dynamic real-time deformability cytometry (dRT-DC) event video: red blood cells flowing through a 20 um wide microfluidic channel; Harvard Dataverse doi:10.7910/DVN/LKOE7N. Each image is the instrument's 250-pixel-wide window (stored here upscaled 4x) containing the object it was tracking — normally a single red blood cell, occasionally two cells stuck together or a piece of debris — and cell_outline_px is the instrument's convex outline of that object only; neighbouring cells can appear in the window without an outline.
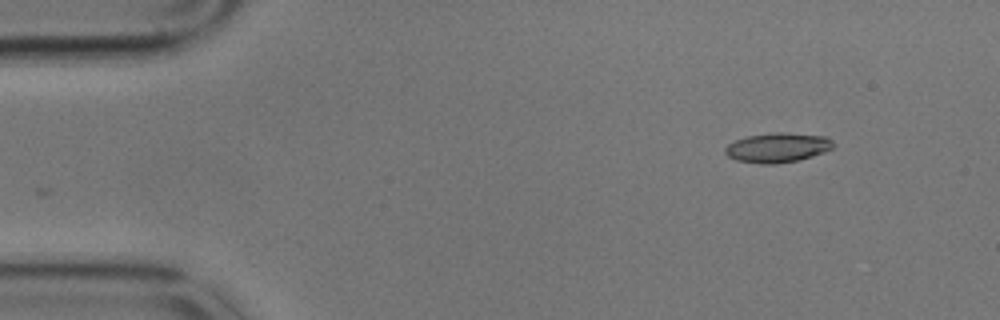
{"species": "common noctule bat (a hibernating species)", "species_latin": "Nyctalus noctula", "temperature_condition": "cold", "stored_images_in_passage": 53, "camera_frame_rate_fps": 3000, "um_per_image_px": 0.085, "animal": {"sex": "male", "body_mass_g": 17.9}, "frame": {"image": 1, "passage_image": 1, "time_ms": 0.0, "image_size_px": [1000, 320], "cell_outline_px": [[836, 144], [832, 148], [824, 152], [812, 156], [796, 160], [776, 164], [760, 164], [736, 160], [728, 156], [724, 152], [724, 148], [728, 144], [736, 140], [748, 136], [776, 132], [788, 132], [824, 136], [832, 140]], "centroid_in_image_um": [66.09, 12.54], "position_along_channel_um": 18.9, "area_um2": 18.67}}
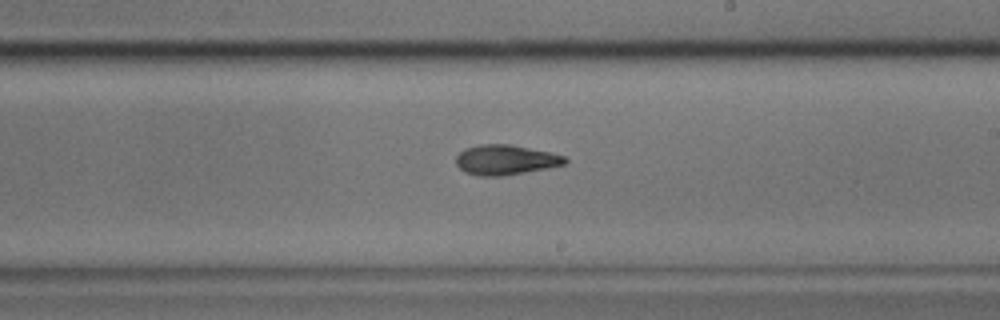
{"frame": {"image": 2, "passage_image": 28, "time_ms": 9.0, "image_size_px": [1000, 320], "cell_outline_px": [[568, 160], [564, 164], [504, 176], [480, 176], [464, 172], [456, 164], [456, 156], [464, 148], [480, 144], [508, 144], [548, 152], [564, 156]], "centroid_in_image_um": [42.9, 13.59], "position_along_channel_um": 246.1, "area_um2": 18.79}}
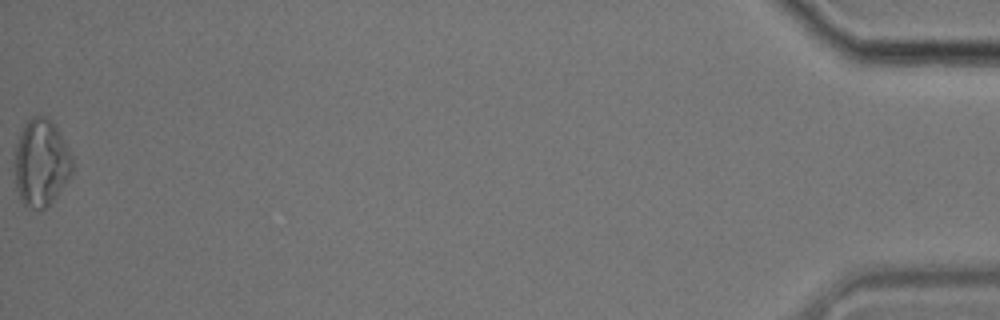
{"frame": {"image": 3, "passage_image": 53, "time_ms": 17.333, "image_size_px": [1000, 320], "cell_outline_px": [[72, 172], [68, 180], [48, 208], [32, 208], [24, 204], [20, 200], [16, 188], [12, 164], [16, 144], [20, 132], [24, 124], [32, 116], [44, 116], [56, 124], [72, 156]], "centroid_in_image_um": [3.47, 13.83], "position_along_channel_um": 431.7, "area_um2": 29.88}, "authors_computed_cell_mechanics": {"area_um2": 18.9006, "velocity_mm_per_s": 3.4276, "shape_relaxation_time_tau1_ms": 3.7571, "shape_relaxation_time_tau2_ms": 4.9109, "deformation_change_tau1": 0.135, "deformation_change_tau2": 0.1289}}